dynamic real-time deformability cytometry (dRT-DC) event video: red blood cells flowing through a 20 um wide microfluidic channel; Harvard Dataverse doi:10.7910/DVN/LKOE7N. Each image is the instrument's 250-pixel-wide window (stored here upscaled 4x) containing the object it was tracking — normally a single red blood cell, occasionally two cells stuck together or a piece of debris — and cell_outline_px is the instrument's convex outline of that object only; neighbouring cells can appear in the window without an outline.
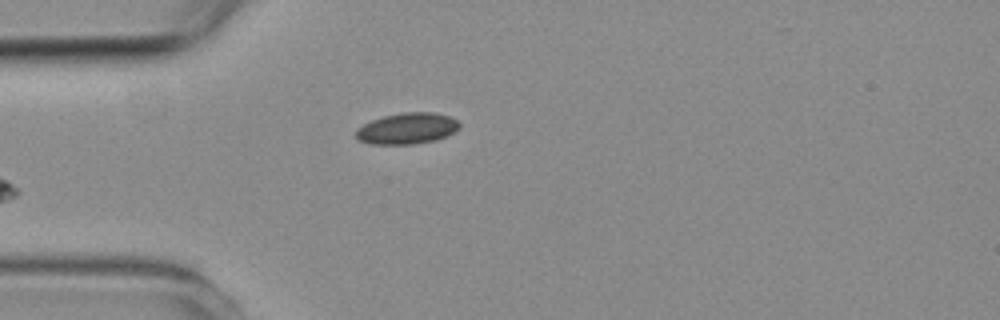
{"species": "common noctule bat (a hibernating species)", "species_latin": "Nyctalus noctula", "temperature_condition": "room temperature", "stored_images_in_passage": 3, "camera_frame_rate_fps": 3000, "um_per_image_px": 0.085, "animal": {"sex": "female", "body_mass_g": 19.3, "forearm_length_mm": 54.1}, "frame": {"image": 1, "passage_image": 2, "time_ms": 1.333, "image_size_px": [1000, 320], "cell_outline_px": [[460, 128], [436, 140], [412, 144], [368, 144], [356, 140], [356, 128], [372, 120], [384, 116], [404, 112], [432, 112], [448, 116], [456, 120], [460, 124]], "centroid_in_image_um": [34.56, 10.92], "position_along_channel_um": 50.4, "area_um2": 18.73}}